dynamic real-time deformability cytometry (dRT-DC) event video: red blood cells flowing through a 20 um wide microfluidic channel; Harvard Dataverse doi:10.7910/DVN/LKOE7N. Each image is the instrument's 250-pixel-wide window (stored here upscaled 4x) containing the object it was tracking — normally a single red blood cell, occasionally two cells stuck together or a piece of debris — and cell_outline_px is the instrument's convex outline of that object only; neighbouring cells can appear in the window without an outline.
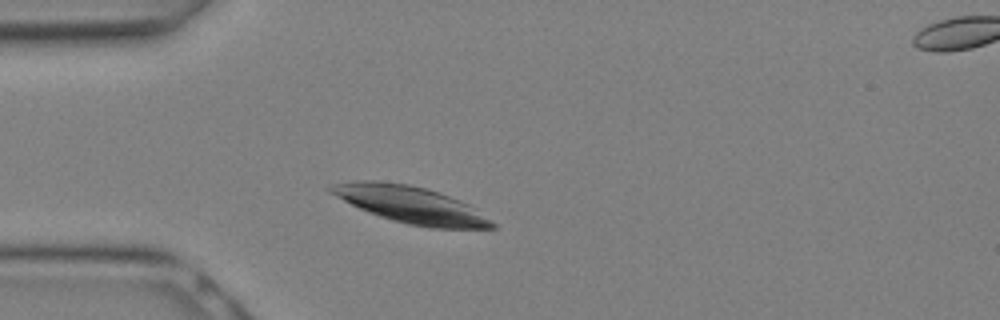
{"species": "Egyptian fruit bat (a non-hibernating species)", "species_latin": "Rousettus aegyptiacus", "temperature_condition": "warm", "stored_images_in_passage": 11, "camera_frame_rate_fps": 3000, "um_per_image_px": 0.085, "animal": {"sex": "female"}, "frame": {"image": 1, "passage_image": 5, "time_ms": 1.333, "image_size_px": [1000, 320], "cell_outline_px": [[496, 228], [432, 228], [408, 224], [392, 220], [368, 212], [328, 192], [324, 188], [332, 184], [356, 180], [376, 180], [408, 184], [440, 192], [468, 204], [492, 220], [496, 224]], "centroid_in_image_um": [34.88, 17.39], "position_along_channel_um": 50.1, "area_um2": 34.51}}
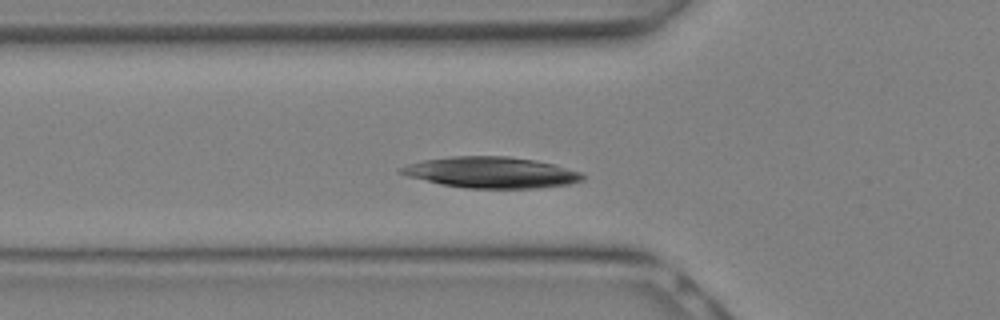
{"frame": {"image": 2, "passage_image": 7, "time_ms": 2.0, "image_size_px": [1000, 320], "cell_outline_px": [[584, 180], [568, 184], [540, 188], [464, 188], [440, 184], [408, 176], [396, 172], [400, 168], [408, 164], [424, 160], [452, 156], [508, 156], [536, 160], [552, 164], [580, 172], [584, 176]], "centroid_in_image_um": [41.74, 14.66], "position_along_channel_um": 84.1, "area_um2": 32.83}}
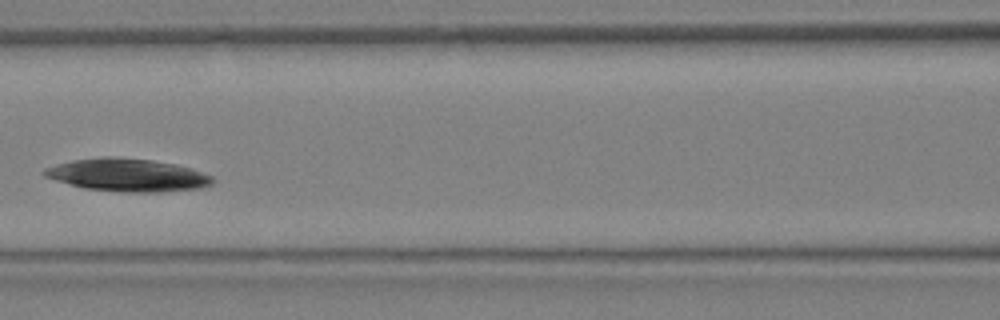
{"frame": {"image": 3, "passage_image": 10, "time_ms": 3.0, "image_size_px": [1000, 320], "cell_outline_px": [[216, 180], [212, 184], [204, 188], [160, 192], [124, 192], [84, 188], [56, 180], [44, 176], [40, 172], [44, 168], [56, 164], [72, 160], [104, 156], [112, 156], [152, 160], [176, 164], [192, 168], [212, 176]], "centroid_in_image_um": [10.86, 14.87], "position_along_channel_um": 155.7, "area_um2": 32.43}}